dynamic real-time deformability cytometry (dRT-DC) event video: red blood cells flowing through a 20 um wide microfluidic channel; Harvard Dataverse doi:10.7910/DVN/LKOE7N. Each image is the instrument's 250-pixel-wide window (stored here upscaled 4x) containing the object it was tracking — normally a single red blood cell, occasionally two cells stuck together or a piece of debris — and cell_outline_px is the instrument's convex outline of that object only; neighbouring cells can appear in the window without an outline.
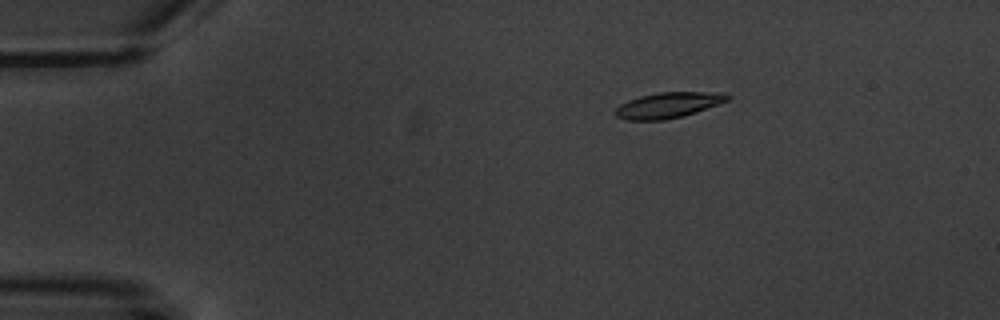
{"species": "common noctule bat (a hibernating species)", "species_latin": "Nyctalus noctula", "temperature_condition": "warm", "stored_images_in_passage": 5, "camera_frame_rate_fps": 3000, "um_per_image_px": 0.085, "animal": {"sex": "male", "body_mass_g": 20.1, "forearm_length_mm": 53.5}, "frame": {"image": 1, "passage_image": 4, "time_ms": 3.333, "image_size_px": [1000, 320], "cell_outline_px": [[732, 96], [728, 100], [720, 104], [696, 112], [664, 120], [628, 120], [616, 116], [612, 112], [620, 104], [628, 100], [640, 96], [660, 92], [728, 92]], "centroid_in_image_um": [56.83, 8.92], "position_along_channel_um": 28.2, "area_um2": 16.88}}